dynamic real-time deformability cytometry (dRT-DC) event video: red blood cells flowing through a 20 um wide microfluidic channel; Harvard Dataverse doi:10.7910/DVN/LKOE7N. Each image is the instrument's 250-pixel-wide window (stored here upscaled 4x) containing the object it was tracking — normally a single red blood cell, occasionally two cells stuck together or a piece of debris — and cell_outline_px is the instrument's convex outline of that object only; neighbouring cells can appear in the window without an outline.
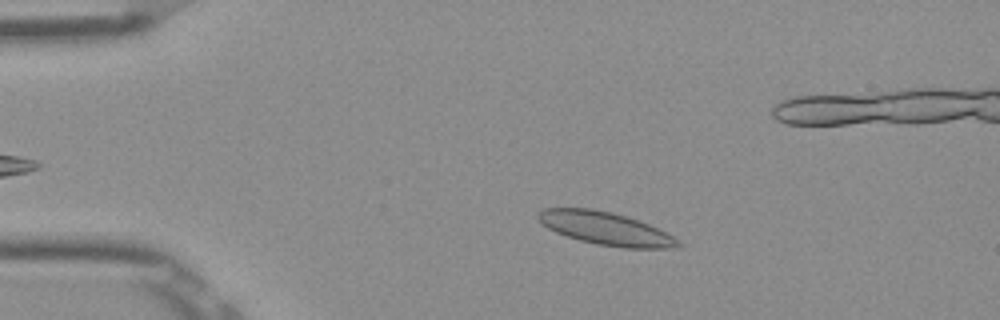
{"species": "Egyptian fruit bat (a non-hibernating species)", "species_latin": "Rousettus aegyptiacus", "temperature_condition": "room temperature", "stored_images_in_passage": 40, "camera_frame_rate_fps": 3000, "um_per_image_px": 0.085, "frame": {"image": 1, "passage_image": 9, "time_ms": 2.667, "image_size_px": [1000, 320], "cell_outline_px": [[684, 244], [672, 248], [624, 248], [596, 244], [580, 240], [556, 232], [548, 228], [536, 216], [536, 212], [544, 208], [592, 208], [612, 212], [648, 224], [680, 240]], "centroid_in_image_um": [51.46, 19.42], "position_along_channel_um": 33.5, "area_um2": 26.59}}
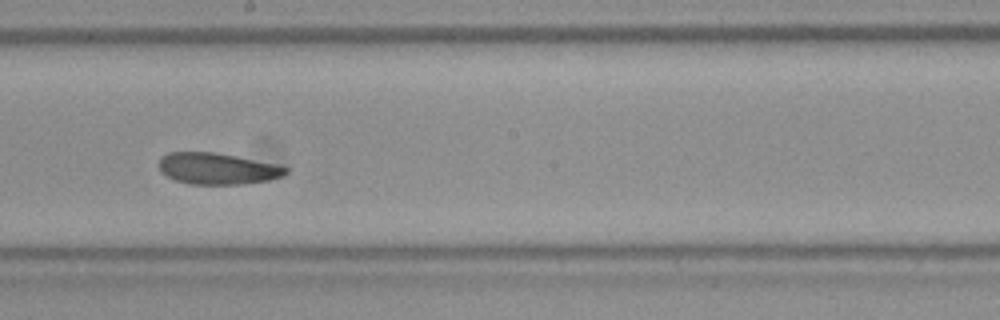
{"frame": {"image": 2, "passage_image": 28, "time_ms": 9.0, "image_size_px": [1000, 320], "cell_outline_px": [[288, 172], [284, 176], [268, 180], [240, 184], [188, 184], [176, 180], [160, 172], [160, 160], [168, 152], [216, 152], [276, 164], [288, 168]], "centroid_in_image_um": [18.5, 14.33], "position_along_channel_um": 229.7, "area_um2": 23.06}}
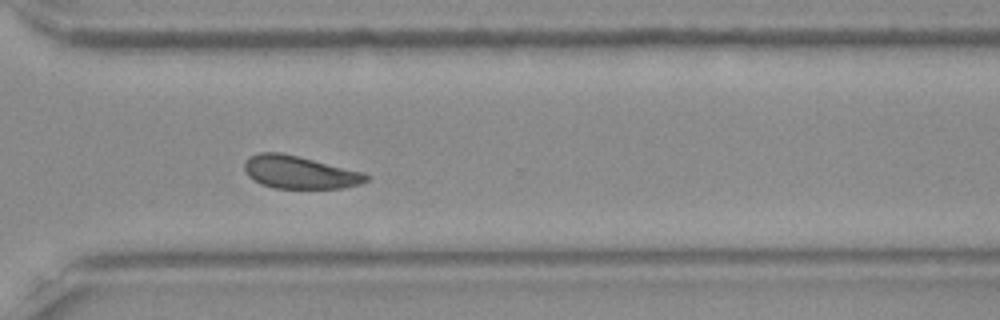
{"frame": {"image": 3, "passage_image": 37, "time_ms": 12.0, "image_size_px": [1000, 320], "cell_outline_px": [[368, 180], [360, 184], [344, 188], [276, 188], [260, 184], [248, 176], [244, 168], [244, 164], [248, 156], [260, 152], [280, 152], [364, 172], [368, 176]], "centroid_in_image_um": [25.44, 14.64], "position_along_channel_um": 345.2, "area_um2": 23.18}, "authors_computed_cell_mechanics": {"area_um2": 24.6806, "velocity_mm_per_s": 3.844, "shape_relaxation_time_tau1_ms": null, "shape_relaxation_time_tau2_ms": 2.0495, "deformation_change_tau1": null, "deformation_change_tau2": 0.0668}}